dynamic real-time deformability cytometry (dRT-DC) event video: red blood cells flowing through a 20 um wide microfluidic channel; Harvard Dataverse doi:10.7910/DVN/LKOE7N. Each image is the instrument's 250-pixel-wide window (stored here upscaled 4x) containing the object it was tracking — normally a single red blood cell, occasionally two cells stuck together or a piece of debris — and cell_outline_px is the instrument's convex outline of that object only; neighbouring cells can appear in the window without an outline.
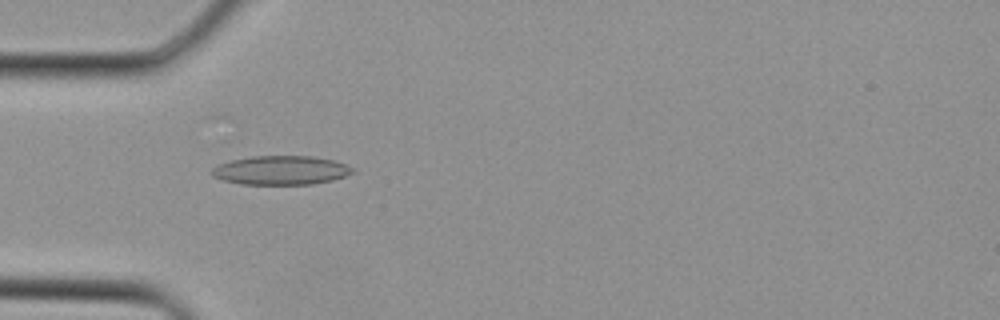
{"species": "Egyptian fruit bat (a non-hibernating species)", "species_latin": "Rousettus aegyptiacus", "temperature_condition": "cold", "stored_images_in_passage": 29, "camera_frame_rate_fps": 3000, "um_per_image_px": 0.085, "animal": {"sex": "female"}, "frame": {"image": 1, "passage_image": 5, "time_ms": 1.333, "image_size_px": [1000, 320], "cell_outline_px": [[356, 172], [332, 180], [312, 184], [244, 184], [224, 180], [212, 176], [212, 168], [220, 164], [232, 160], [252, 156], [312, 156], [332, 160], [356, 168]], "centroid_in_image_um": [23.91, 14.47], "position_along_channel_um": 61.1, "area_um2": 23.58}}
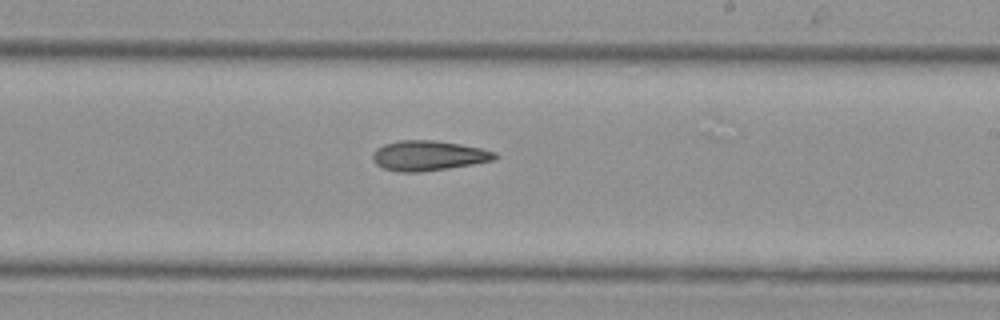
{"frame": {"image": 2, "passage_image": 15, "time_ms": 4.667, "image_size_px": [1000, 320], "cell_outline_px": [[500, 156], [492, 160], [472, 164], [448, 168], [420, 172], [396, 172], [384, 168], [376, 164], [372, 160], [372, 156], [376, 148], [384, 144], [400, 140], [432, 140], [460, 144], [480, 148], [496, 152]], "centroid_in_image_um": [36.39, 13.23], "position_along_channel_um": 252.6, "area_um2": 21.33}}
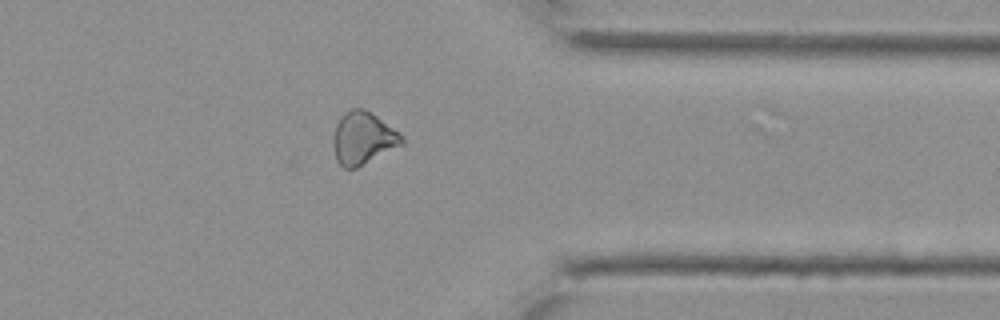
{"frame": {"image": 3, "passage_image": 22, "time_ms": 7.0, "image_size_px": [1000, 320], "cell_outline_px": [[404, 144], [356, 168], [344, 168], [336, 160], [332, 144], [332, 136], [336, 124], [340, 116], [344, 112], [352, 108], [364, 108], [376, 116], [392, 128], [404, 140]], "centroid_in_image_um": [30.79, 11.75], "position_along_channel_um": 380.6, "area_um2": 20.87}}